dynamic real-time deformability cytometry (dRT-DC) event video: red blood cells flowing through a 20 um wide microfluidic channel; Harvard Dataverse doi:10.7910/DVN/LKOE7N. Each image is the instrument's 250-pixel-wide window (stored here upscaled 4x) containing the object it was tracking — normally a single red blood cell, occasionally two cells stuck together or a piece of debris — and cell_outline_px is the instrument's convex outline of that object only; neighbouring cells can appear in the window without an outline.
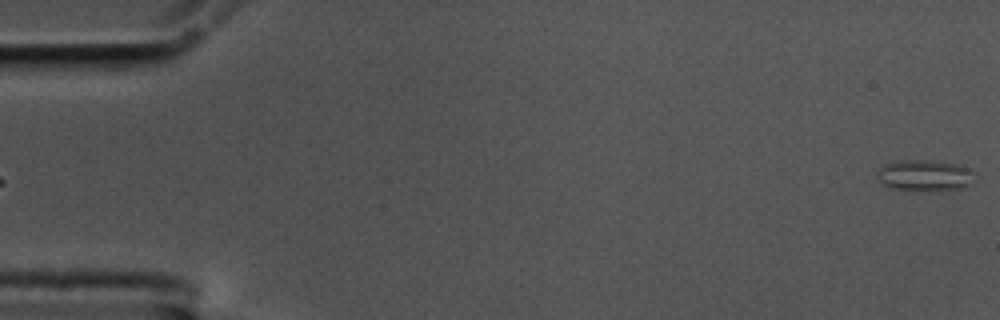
{"species": "common noctule bat (a hibernating species)", "species_latin": "Nyctalus noctula", "temperature_condition": "cold", "stored_images_in_passage": 58, "camera_frame_rate_fps": 3000, "um_per_image_px": 0.085, "animal": {"sex": "male", "body_mass_g": 17.5, "forearm_length_mm": 52.3}, "frame": {"image": 1, "passage_image": 1, "time_ms": 0.0, "image_size_px": [1000, 320], "cell_outline_px": [[972, 184], [964, 188], [940, 192], [892, 188], [884, 184], [876, 176], [876, 172], [884, 164], [900, 160], [924, 160], [956, 164], [968, 168]], "centroid_in_image_um": [78.57, 14.93], "position_along_channel_um": 6.4, "area_um2": 17.63}}
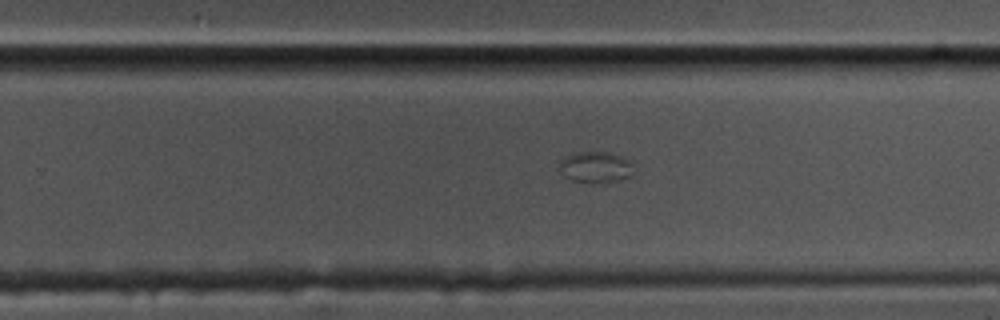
{"frame": {"image": 2, "passage_image": 37, "time_ms": 12.0, "image_size_px": [1000, 320], "cell_outline_px": [[632, 176], [616, 180], [572, 180], [564, 176], [560, 168], [560, 160], [564, 156], [572, 152], [608, 152], [628, 160], [632, 164]], "centroid_in_image_um": [50.59, 14.15], "position_along_channel_um": 279.2, "area_um2": 12.83}}
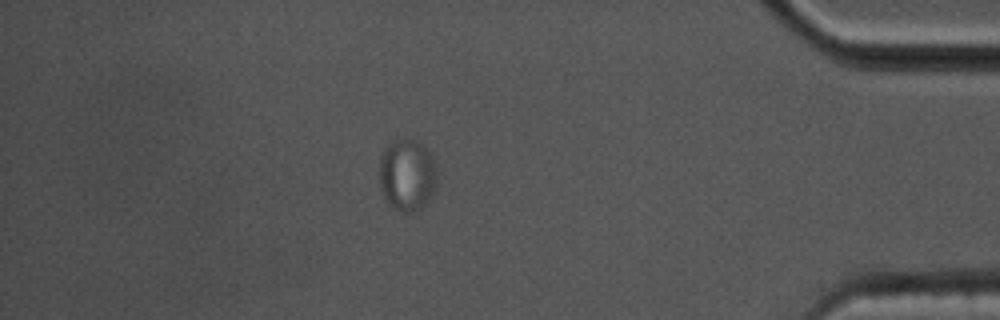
{"frame": {"image": 3, "passage_image": 51, "time_ms": 16.667, "image_size_px": [1000, 320], "cell_outline_px": [[436, 184], [432, 196], [420, 208], [412, 212], [400, 212], [392, 208], [384, 196], [380, 188], [380, 156], [384, 148], [396, 140], [412, 140], [420, 144], [428, 152], [432, 160], [436, 172]], "centroid_in_image_um": [34.58, 14.92], "position_along_channel_um": 400.6, "area_um2": 23.76}}